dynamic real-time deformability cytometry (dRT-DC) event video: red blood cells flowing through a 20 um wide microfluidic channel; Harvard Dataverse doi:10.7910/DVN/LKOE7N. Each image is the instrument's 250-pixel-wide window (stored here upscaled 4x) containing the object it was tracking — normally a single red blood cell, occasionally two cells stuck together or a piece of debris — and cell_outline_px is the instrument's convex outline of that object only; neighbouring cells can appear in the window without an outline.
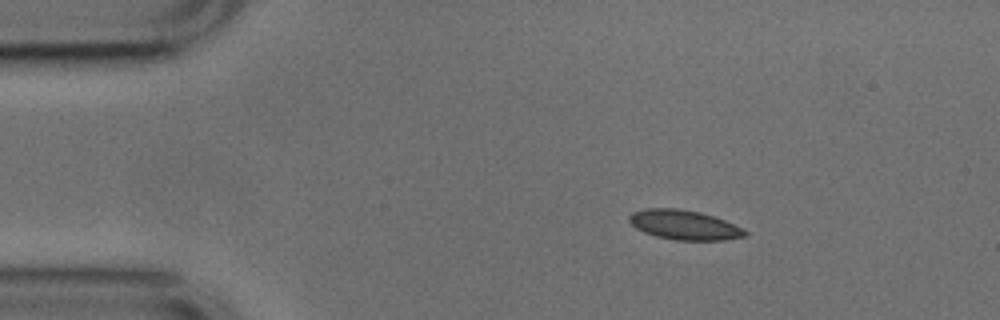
{"species": "common noctule bat (a hibernating species)", "species_latin": "Nyctalus noctula", "temperature_condition": "cold", "stored_images_in_passage": 29, "camera_frame_rate_fps": 3000, "um_per_image_px": 0.085, "animal": {"sex": "male", "body_mass_g": 17.9, "forearm_length_mm": 54.2}, "frame": {"image": 1, "passage_image": 1, "time_ms": 0.0, "image_size_px": [1000, 320], "cell_outline_px": [[748, 236], [724, 240], [676, 240], [656, 236], [644, 232], [636, 228], [628, 220], [628, 216], [632, 212], [644, 208], [676, 208], [700, 212], [724, 220], [748, 232]], "centroid_in_image_um": [58.13, 19.11], "position_along_channel_um": 26.9, "area_um2": 19.88}}
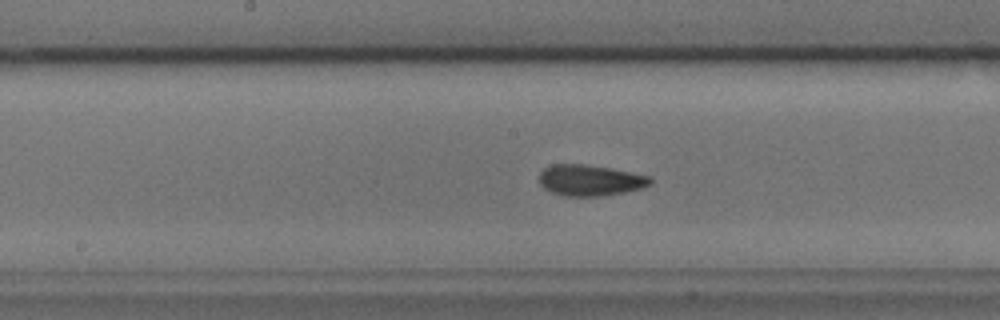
{"frame": {"image": 2, "passage_image": 19, "time_ms": 6.0, "image_size_px": [1000, 320], "cell_outline_px": [[652, 184], [644, 188], [604, 196], [564, 196], [552, 192], [544, 188], [540, 184], [540, 172], [544, 168], [552, 164], [584, 164], [612, 168], [632, 172], [648, 176], [652, 180]], "centroid_in_image_um": [50.18, 15.32], "position_along_channel_um": 198.0, "area_um2": 20.23}}
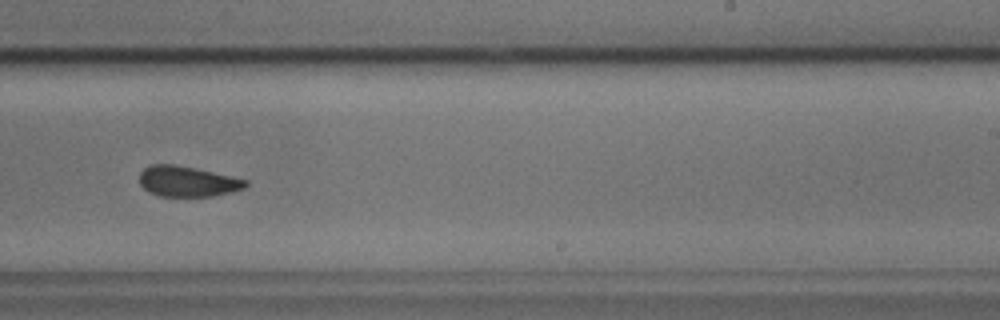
{"frame": {"image": 3, "passage_image": 25, "time_ms": 8.0, "image_size_px": [1000, 320], "cell_outline_px": [[248, 184], [244, 188], [232, 192], [212, 196], [160, 196], [148, 192], [140, 184], [140, 172], [148, 164], [172, 164], [196, 168], [232, 176], [248, 180]], "centroid_in_image_um": [15.93, 15.41], "position_along_channel_um": 273.1, "area_um2": 18.96}}